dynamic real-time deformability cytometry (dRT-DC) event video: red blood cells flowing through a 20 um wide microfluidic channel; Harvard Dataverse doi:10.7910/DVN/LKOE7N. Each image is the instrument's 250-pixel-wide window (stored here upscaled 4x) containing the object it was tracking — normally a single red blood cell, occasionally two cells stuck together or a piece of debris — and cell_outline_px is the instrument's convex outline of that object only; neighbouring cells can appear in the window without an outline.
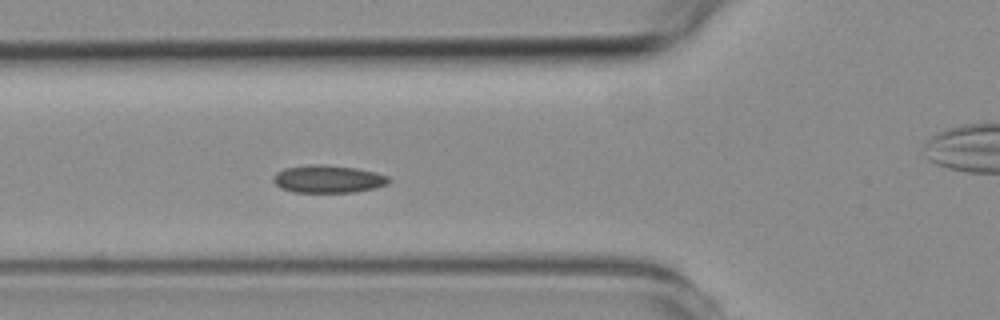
{"species": "common noctule bat (a hibernating species)", "species_latin": "Nyctalus noctula", "temperature_condition": "room temperature", "stored_images_in_passage": 7, "camera_frame_rate_fps": 3000, "um_per_image_px": 0.085, "animal": {"sex": "female", "body_mass_g": 19.3, "forearm_length_mm": 54.1}, "frame": {"image": 1, "passage_image": 6, "time_ms": 5.667, "image_size_px": [1000, 320], "cell_outline_px": [[388, 184], [376, 188], [352, 192], [292, 192], [280, 188], [272, 180], [272, 176], [276, 172], [284, 168], [308, 164], [324, 164], [356, 168], [376, 172], [388, 176]], "centroid_in_image_um": [27.85, 15.21], "position_along_channel_um": 98.0, "area_um2": 18.79}}